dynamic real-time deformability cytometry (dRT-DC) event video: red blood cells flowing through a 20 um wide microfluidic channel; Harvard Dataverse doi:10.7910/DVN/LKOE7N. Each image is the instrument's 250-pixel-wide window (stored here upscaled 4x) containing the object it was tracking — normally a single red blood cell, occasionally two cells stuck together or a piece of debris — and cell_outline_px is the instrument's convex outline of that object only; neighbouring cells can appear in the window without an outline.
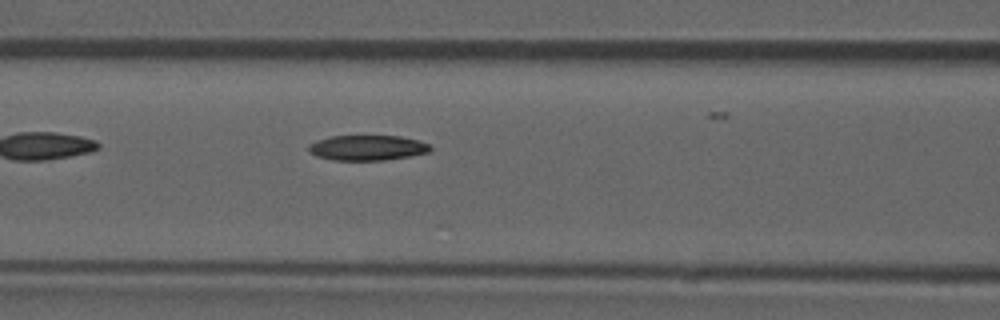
{"species": "common noctule bat (a hibernating species)", "species_latin": "Nyctalus noctula", "temperature_condition": "room temperature", "stored_images_in_passage": 6, "segment_of_instrument_passage": [1, 2], "camera_frame_rate_fps": 3000, "um_per_image_px": 0.085, "animal": {"sex": "male", "forearm_length_mm": 52.5}, "frame": {"image": 1, "passage_image": 5, "time_ms": 1.333, "image_size_px": [1000, 320], "cell_outline_px": [[432, 148], [428, 152], [408, 156], [384, 160], [332, 160], [316, 156], [308, 152], [308, 144], [316, 140], [328, 136], [400, 136], [420, 140], [428, 144]], "centroid_in_image_um": [31.17, 12.55], "position_along_channel_um": 135.4, "area_um2": 17.98}}